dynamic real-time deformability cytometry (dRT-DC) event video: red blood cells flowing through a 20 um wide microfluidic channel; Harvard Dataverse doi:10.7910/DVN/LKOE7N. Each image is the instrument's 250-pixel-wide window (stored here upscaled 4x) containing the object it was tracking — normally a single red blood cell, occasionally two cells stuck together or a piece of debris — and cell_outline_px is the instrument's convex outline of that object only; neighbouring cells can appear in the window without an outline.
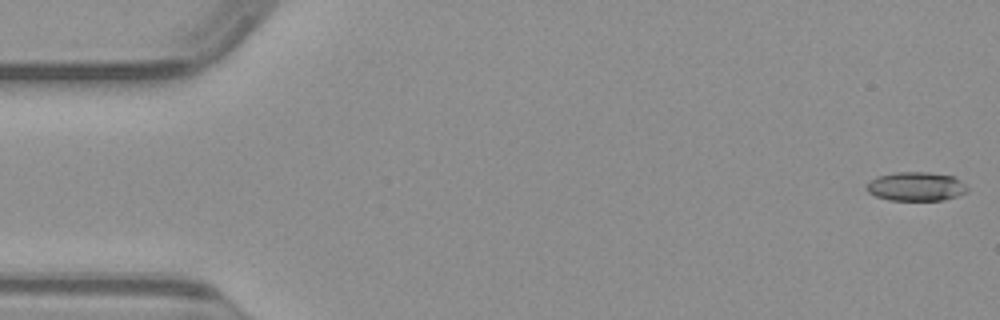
{"species": "common noctule bat (a hibernating species)", "species_latin": "Nyctalus noctula", "temperature_condition": "warm", "stored_images_in_passage": 50, "camera_frame_rate_fps": 3000, "um_per_image_px": 0.085, "animal": {"sex": "male", "body_mass_g": 23.1, "forearm_length_mm": 52.7}, "frame": {"image": 1, "passage_image": 1, "time_ms": 0.0, "image_size_px": [1000, 320], "cell_outline_px": [[968, 188], [964, 192], [956, 196], [944, 200], [888, 200], [876, 196], [868, 192], [864, 188], [872, 180], [880, 176], [896, 172], [928, 172], [956, 176]], "centroid_in_image_um": [77.87, 15.85], "position_along_channel_um": 7.1, "area_um2": 16.88}}
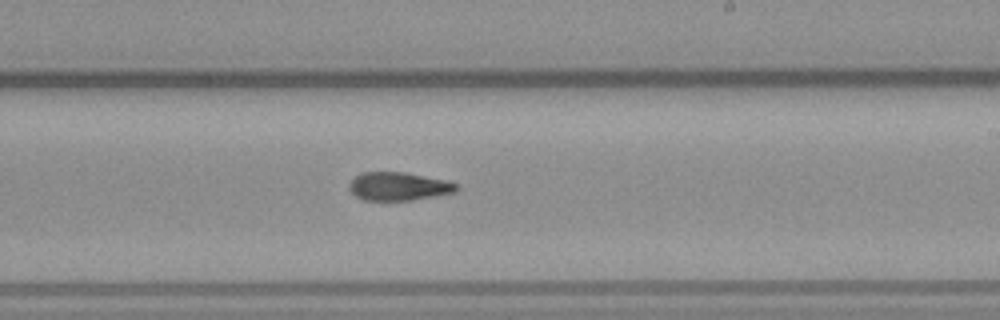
{"frame": {"image": 2, "passage_image": 29, "time_ms": 9.333, "image_size_px": [1000, 320], "cell_outline_px": [[456, 192], [408, 200], [364, 200], [356, 196], [348, 188], [348, 184], [356, 176], [364, 172], [404, 172], [448, 180], [456, 184]], "centroid_in_image_um": [33.85, 15.83], "position_along_channel_um": 255.1, "area_um2": 17.46}}
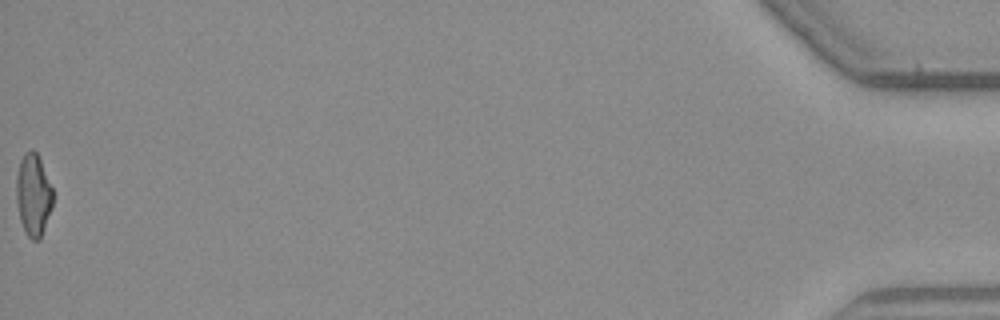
{"frame": {"image": 3, "passage_image": 50, "time_ms": 16.333, "image_size_px": [1000, 320], "cell_outline_px": [[52, 208], [40, 240], [32, 240], [28, 236], [20, 220], [16, 200], [16, 176], [20, 160], [24, 152], [32, 148], [40, 156], [52, 188]], "centroid_in_image_um": [2.83, 16.52], "position_along_channel_um": 432.4, "area_um2": 17.69}}